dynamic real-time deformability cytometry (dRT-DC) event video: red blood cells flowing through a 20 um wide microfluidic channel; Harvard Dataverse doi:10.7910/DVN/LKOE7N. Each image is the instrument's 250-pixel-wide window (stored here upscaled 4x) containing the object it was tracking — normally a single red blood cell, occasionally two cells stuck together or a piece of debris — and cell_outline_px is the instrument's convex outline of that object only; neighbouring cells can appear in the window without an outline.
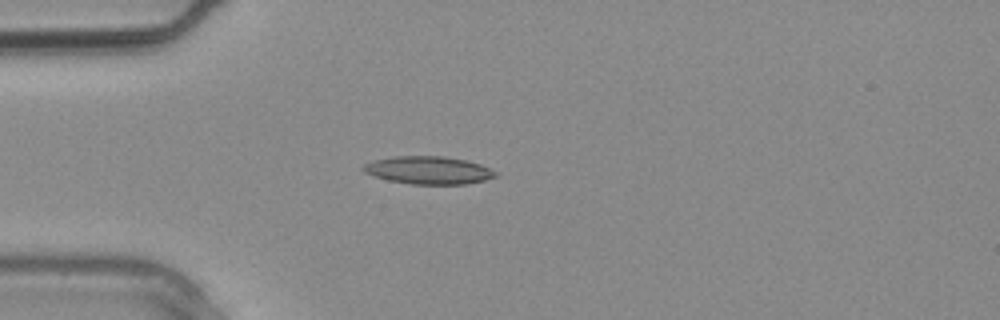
{"species": "common noctule bat (a hibernating species)", "species_latin": "Nyctalus noctula", "temperature_condition": "warm", "stored_images_in_passage": 2, "camera_frame_rate_fps": 3000, "um_per_image_px": 0.085, "animal": {"sex": "male", "body_mass_g": 20.4}, "frame": {"image": 1, "passage_image": 2, "time_ms": 0.333, "image_size_px": [1000, 320], "cell_outline_px": [[500, 176], [484, 180], [464, 184], [412, 184], [388, 180], [364, 172], [360, 168], [364, 164], [372, 160], [392, 156], [444, 156], [468, 160], [480, 164], [496, 172]], "centroid_in_image_um": [36.41, 14.46], "position_along_channel_um": 48.6, "area_um2": 21.5}}